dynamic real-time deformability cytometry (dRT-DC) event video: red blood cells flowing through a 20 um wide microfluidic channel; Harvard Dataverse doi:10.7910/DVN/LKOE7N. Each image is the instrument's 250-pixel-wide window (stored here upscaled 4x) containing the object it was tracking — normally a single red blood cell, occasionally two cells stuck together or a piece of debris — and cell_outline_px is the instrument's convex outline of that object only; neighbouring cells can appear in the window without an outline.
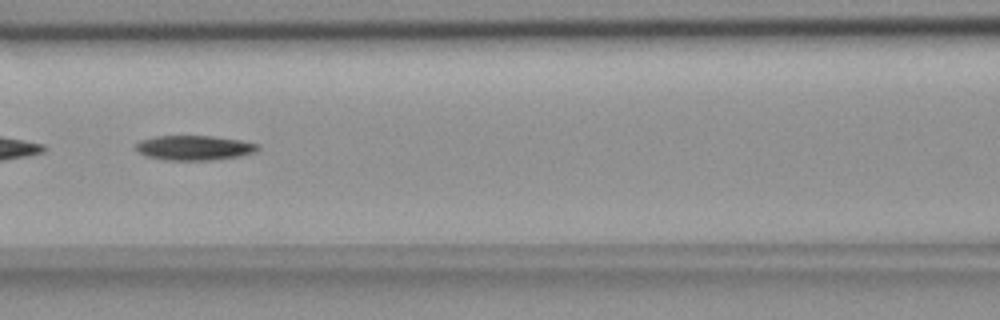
{"species": "common noctule bat (a hibernating species)", "species_latin": "Nyctalus noctula", "temperature_condition": "room temperature", "stored_images_in_passage": 39, "camera_frame_rate_fps": 3000, "um_per_image_px": 0.085, "animal": {"sex": "female", "body_mass_g": 18.4}, "frame": {"image": 1, "passage_image": 8, "time_ms": 2.333, "image_size_px": [1000, 320], "cell_outline_px": [[260, 148], [256, 152], [240, 156], [212, 160], [164, 160], [148, 156], [140, 152], [136, 148], [136, 144], [140, 140], [156, 136], [212, 136], [240, 140], [260, 144]], "centroid_in_image_um": [16.56, 12.56], "position_along_channel_um": 150.0, "area_um2": 17.57}}
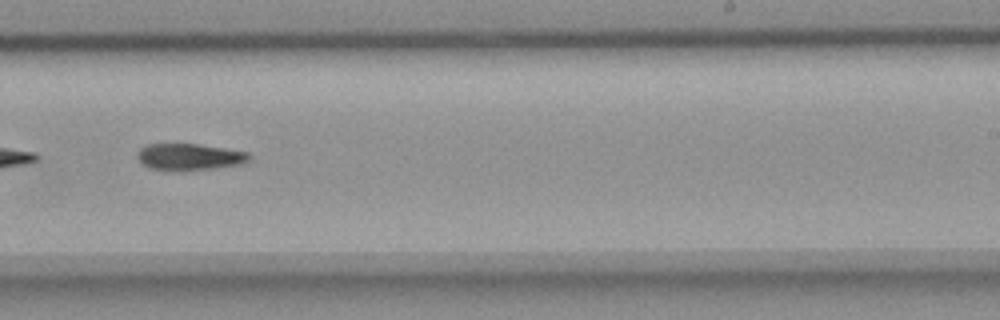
{"frame": {"image": 2, "passage_image": 18, "time_ms": 5.667, "image_size_px": [1000, 320], "cell_outline_px": [[252, 156], [244, 164], [212, 168], [148, 168], [136, 156], [136, 152], [144, 144], [200, 144], [248, 152]], "centroid_in_image_um": [16.13, 13.28], "position_along_channel_um": 272.9, "area_um2": 16.76}}
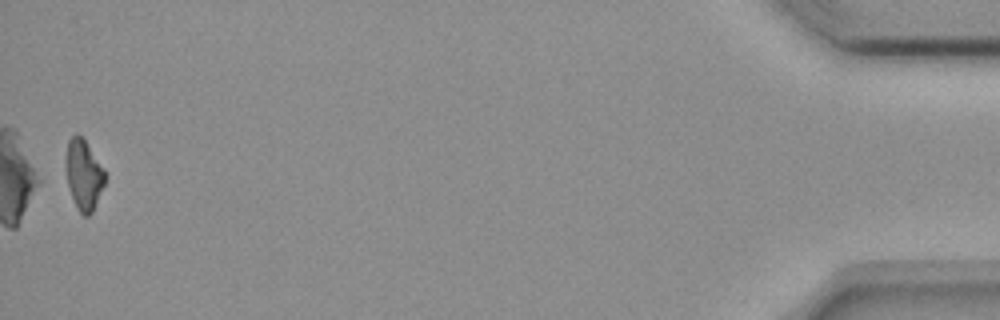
{"frame": {"image": 3, "passage_image": 38, "time_ms": 12.333, "image_size_px": [1000, 320], "cell_outline_px": [[104, 184], [92, 212], [88, 216], [84, 216], [76, 208], [68, 184], [64, 164], [64, 160], [68, 140], [76, 132], [84, 140], [104, 168]], "centroid_in_image_um": [7.08, 14.83], "position_along_channel_um": 428.1, "area_um2": 15.9}}